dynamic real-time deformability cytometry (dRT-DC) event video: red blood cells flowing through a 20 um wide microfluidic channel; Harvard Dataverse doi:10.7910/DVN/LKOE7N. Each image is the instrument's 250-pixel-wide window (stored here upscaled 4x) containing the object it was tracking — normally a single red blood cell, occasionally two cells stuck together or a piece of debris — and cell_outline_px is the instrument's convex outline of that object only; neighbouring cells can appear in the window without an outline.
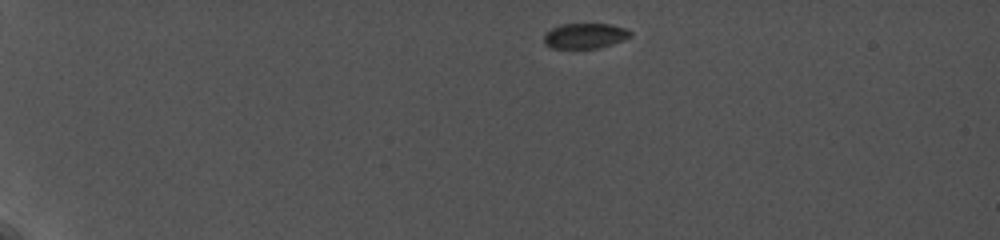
{"species": "common noctule bat (a hibernating species)", "species_latin": "Nyctalus noctula", "temperature_condition": "cold", "stored_images_in_passage": 15, "camera_frame_rate_fps": 5000, "um_per_image_px": 0.085, "animal": {"sex": "female", "body_mass_g": 19.0, "forearm_length_mm": 56.7}, "frame": {"image": 1, "passage_image": 1, "time_ms": 0.0, "image_size_px": [1000, 240], "cell_outline_px": [[632, 36], [624, 40], [600, 48], [552, 48], [544, 44], [544, 36], [552, 28], [560, 24], [612, 24], [624, 28], [632, 32]], "centroid_in_image_um": [49.75, 3.05], "position_along_channel_um": 35.3, "area_um2": 12.77}}
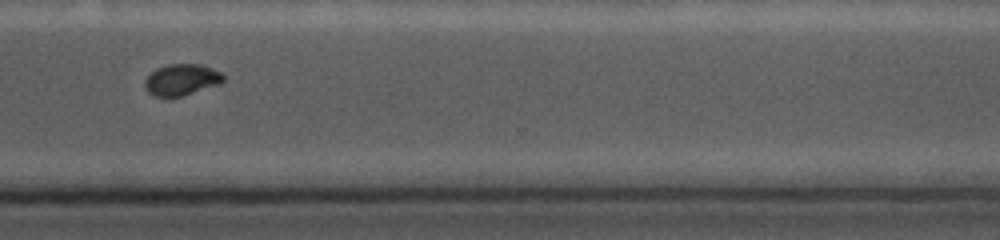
{"frame": {"image": 2, "passage_image": 11, "time_ms": 11.2, "image_size_px": [1000, 240], "cell_outline_px": [[224, 80], [220, 84], [184, 96], [156, 96], [148, 92], [144, 84], [144, 80], [156, 68], [168, 64], [200, 64], [212, 68], [220, 72], [224, 76]], "centroid_in_image_um": [15.45, 6.77], "position_along_channel_um": 355.1, "area_um2": 14.33}}
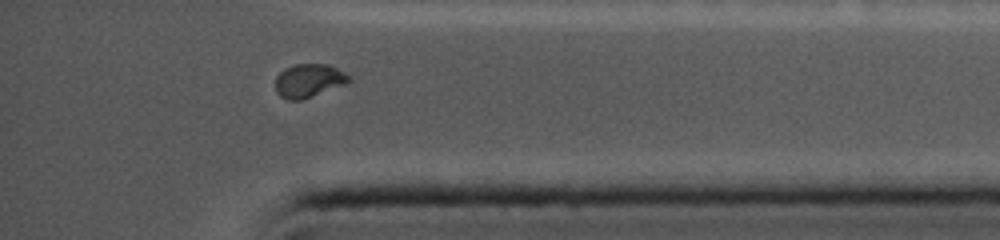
{"frame": {"image": 3, "passage_image": 14, "time_ms": 12.6, "image_size_px": [1000, 240], "cell_outline_px": [[352, 80], [344, 84], [304, 100], [288, 100], [280, 96], [276, 92], [276, 76], [284, 68], [296, 64], [328, 64], [344, 72]], "centroid_in_image_um": [26.22, 6.86], "position_along_channel_um": 409.0, "area_um2": 14.33}}